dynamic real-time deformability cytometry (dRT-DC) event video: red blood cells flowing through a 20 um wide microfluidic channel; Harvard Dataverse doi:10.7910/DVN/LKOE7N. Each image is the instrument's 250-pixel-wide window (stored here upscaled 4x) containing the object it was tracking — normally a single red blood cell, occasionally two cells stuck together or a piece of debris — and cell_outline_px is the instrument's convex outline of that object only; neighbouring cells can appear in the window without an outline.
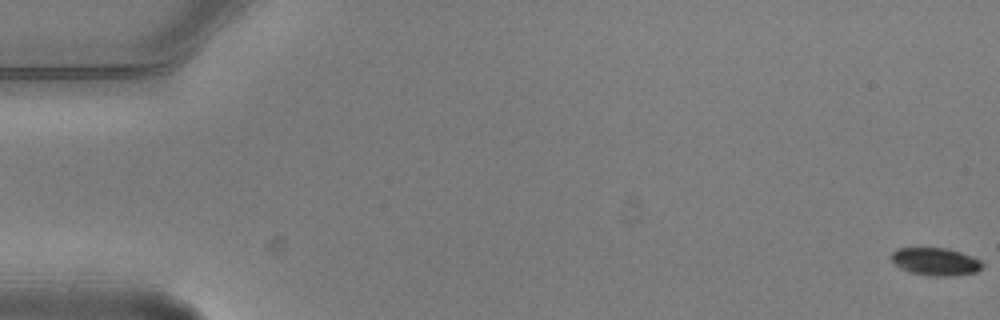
{"species": "common noctule bat (a hibernating species)", "species_latin": "Nyctalus noctula", "temperature_condition": "warm", "stored_images_in_passage": 6, "camera_frame_rate_fps": 3000, "um_per_image_px": 0.085, "animal": {"sex": "male", "body_mass_g": 20.5, "forearm_length_mm": 52.5}, "frame": {"image": 1, "passage_image": 1, "time_ms": 0.0, "image_size_px": [1000, 320], "cell_outline_px": [[984, 264], [976, 272], [956, 276], [928, 276], [908, 272], [900, 268], [892, 260], [892, 252], [896, 248], [948, 248], [972, 256], [980, 260]], "centroid_in_image_um": [79.52, 22.24], "position_along_channel_um": 5.5, "area_um2": 14.8}}
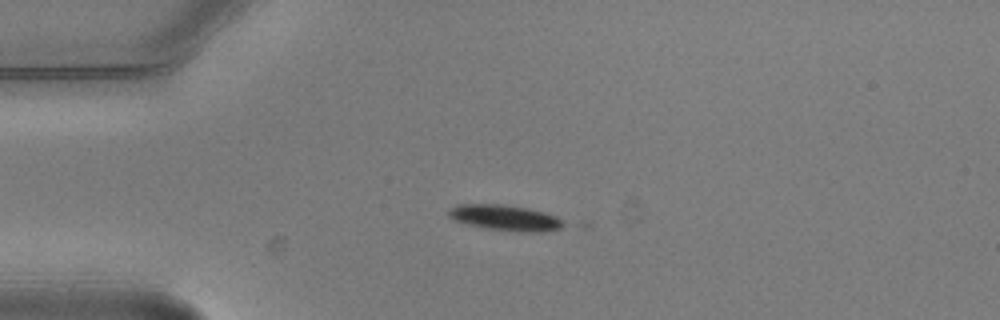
{"frame": {"image": 2, "passage_image": 5, "time_ms": 1.333, "image_size_px": [1000, 320], "cell_outline_px": [[568, 224], [560, 228], [544, 232], [516, 232], [484, 228], [452, 220], [448, 216], [448, 212], [456, 204], [504, 204], [528, 208], [544, 212], [556, 216]], "centroid_in_image_um": [42.96, 18.52], "position_along_channel_um": 42.0, "area_um2": 17.46}}